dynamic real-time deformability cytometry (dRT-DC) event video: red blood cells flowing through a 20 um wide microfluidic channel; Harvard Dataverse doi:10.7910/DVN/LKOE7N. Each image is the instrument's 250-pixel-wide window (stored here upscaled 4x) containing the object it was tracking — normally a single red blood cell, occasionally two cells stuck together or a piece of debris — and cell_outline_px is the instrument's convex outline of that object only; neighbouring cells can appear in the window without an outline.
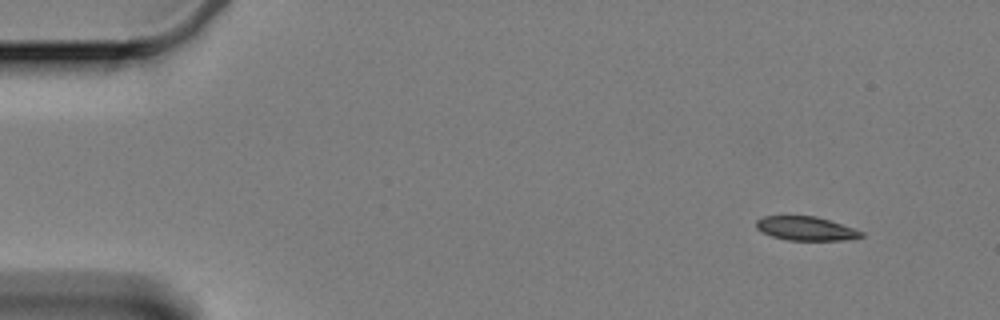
{"species": "Egyptian fruit bat (a non-hibernating species)", "species_latin": "Rousettus aegyptiacus", "temperature_condition": "cold", "stored_images_in_passage": 56, "camera_frame_rate_fps": 3000, "um_per_image_px": 0.085, "animal": {"sex": "female"}, "frame": {"image": 1, "passage_image": 1, "time_ms": 0.0, "image_size_px": [1000, 320], "cell_outline_px": [[864, 236], [844, 240], [788, 240], [772, 236], [760, 232], [756, 228], [756, 220], [764, 216], [816, 216], [856, 228], [864, 232]], "centroid_in_image_um": [68.51, 19.42], "position_along_channel_um": 16.5, "area_um2": 14.74}}
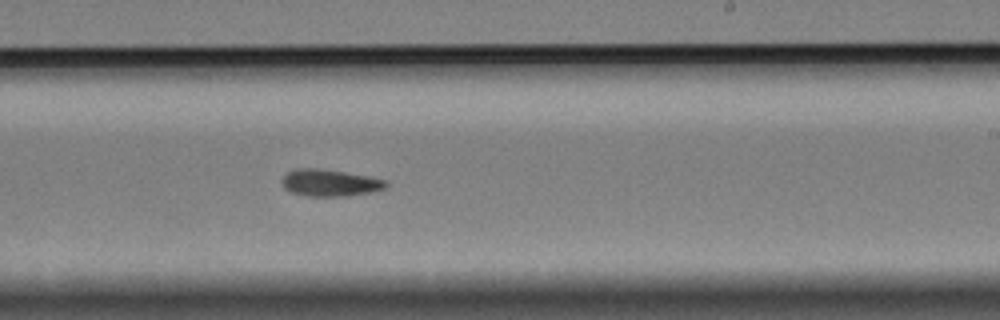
{"frame": {"image": 2, "passage_image": 32, "time_ms": 10.333, "image_size_px": [1000, 320], "cell_outline_px": [[388, 184], [384, 188], [372, 192], [348, 196], [304, 196], [292, 192], [284, 188], [284, 176], [288, 172], [300, 168], [316, 168], [344, 172], [368, 176], [384, 180]], "centroid_in_image_um": [28.06, 15.55], "position_along_channel_um": 260.9, "area_um2": 16.01}}
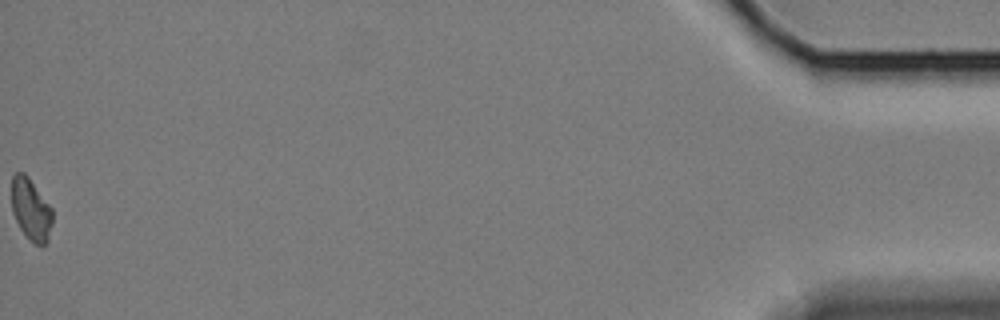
{"frame": {"image": 3, "passage_image": 56, "time_ms": 18.333, "image_size_px": [1000, 320], "cell_outline_px": [[52, 224], [48, 240], [44, 244], [36, 244], [20, 228], [12, 212], [12, 176], [16, 172], [24, 172], [28, 176], [52, 208]], "centroid_in_image_um": [2.63, 17.76], "position_along_channel_um": 432.6, "area_um2": 14.51}, "authors_computed_cell_mechanics": {"area_um2": 15.8083, "velocity_mm_per_s": 3.3401, "shape_relaxation_time_tau1_ms": 10.4246, "shape_relaxation_time_tau2_ms": 11.2155, "deformation_change_tau1": 0.1541, "deformation_change_tau2": 0.1464}}